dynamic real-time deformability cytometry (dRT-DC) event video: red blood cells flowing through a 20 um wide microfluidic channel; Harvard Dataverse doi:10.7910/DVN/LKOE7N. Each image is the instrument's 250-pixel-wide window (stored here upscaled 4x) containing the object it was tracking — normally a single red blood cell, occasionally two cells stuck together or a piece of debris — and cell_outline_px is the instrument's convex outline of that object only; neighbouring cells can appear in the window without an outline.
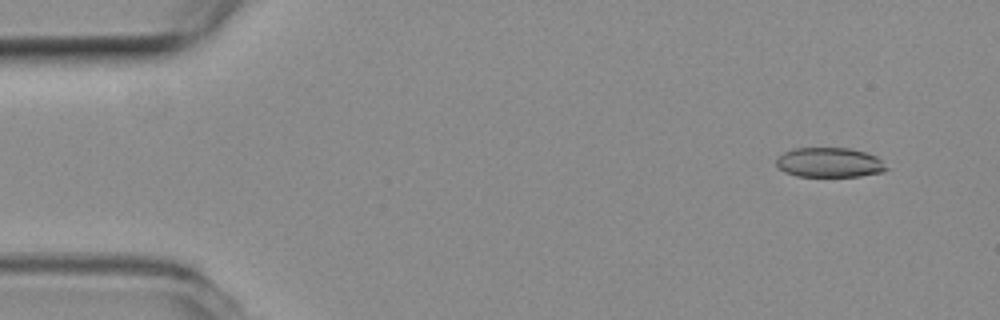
{"species": "common noctule bat (a hibernating species)", "species_latin": "Nyctalus noctula", "temperature_condition": "room temperature", "stored_images_in_passage": 5, "camera_frame_rate_fps": 3000, "um_per_image_px": 0.085, "animal": {"sex": "female", "body_mass_g": 19.3, "forearm_length_mm": 54.1}, "frame": {"image": 1, "passage_image": 2, "time_ms": 0.333, "image_size_px": [1000, 320], "cell_outline_px": [[888, 168], [884, 172], [860, 176], [796, 176], [784, 172], [776, 164], [776, 160], [784, 152], [792, 148], [848, 148], [864, 152], [876, 156]], "centroid_in_image_um": [70.49, 13.81], "position_along_channel_um": 14.5, "area_um2": 18.96}}
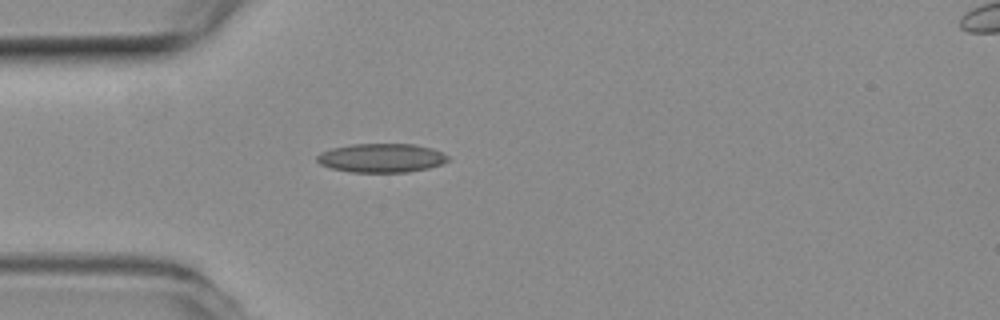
{"frame": {"image": 2, "passage_image": 5, "time_ms": 1.333, "image_size_px": [1000, 320], "cell_outline_px": [[448, 160], [440, 164], [428, 168], [408, 172], [352, 172], [332, 168], [320, 164], [316, 160], [316, 156], [320, 152], [332, 148], [352, 144], [416, 144], [432, 148], [444, 152], [448, 156]], "centroid_in_image_um": [32.42, 13.42], "position_along_channel_um": 52.6, "area_um2": 22.08}}